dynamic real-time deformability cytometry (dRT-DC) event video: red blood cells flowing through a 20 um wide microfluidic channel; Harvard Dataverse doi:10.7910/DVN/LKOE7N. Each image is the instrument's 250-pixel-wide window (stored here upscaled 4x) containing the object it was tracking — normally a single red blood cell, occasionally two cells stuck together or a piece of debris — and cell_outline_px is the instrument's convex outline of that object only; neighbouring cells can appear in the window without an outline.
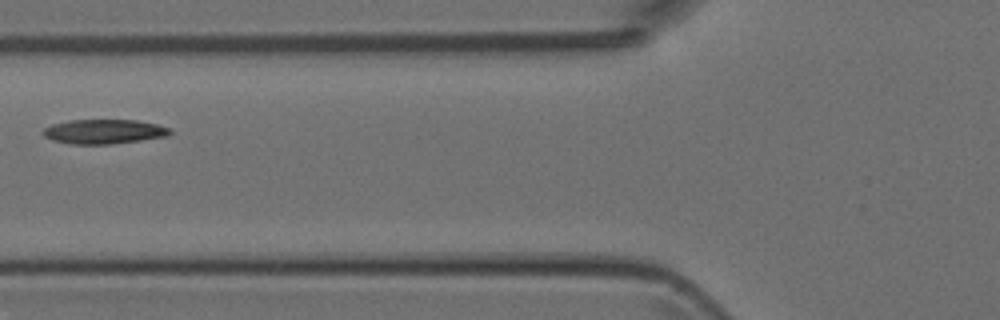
{"species": "Egyptian fruit bat (a non-hibernating species)", "species_latin": "Rousettus aegyptiacus", "temperature_condition": "room temperature", "stored_images_in_passage": 6, "camera_frame_rate_fps": 3000, "um_per_image_px": 0.085, "animal": {"sex": "female"}, "frame": {"image": 1, "passage_image": 5, "time_ms": 5.333, "image_size_px": [1000, 320], "cell_outline_px": [[172, 132], [168, 136], [140, 140], [108, 144], [72, 144], [52, 140], [44, 136], [40, 132], [44, 128], [52, 124], [68, 120], [136, 120], [156, 124], [168, 128]], "centroid_in_image_um": [8.79, 11.18], "position_along_channel_um": 117.0, "area_um2": 18.03}}
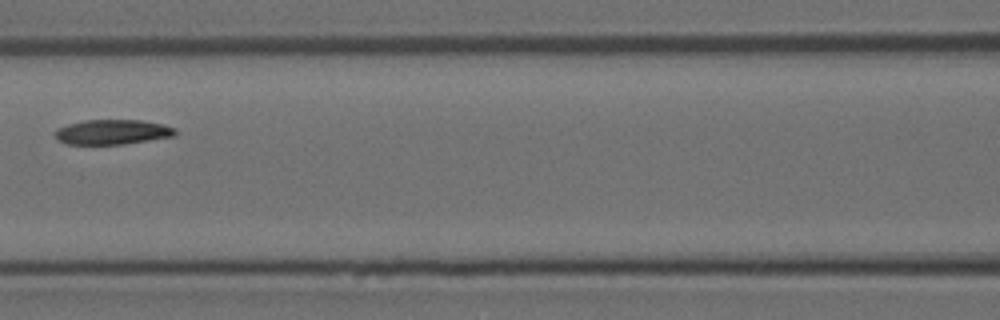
{"frame": {"image": 2, "passage_image": 6, "time_ms": 6.333, "image_size_px": [1000, 320], "cell_outline_px": [[176, 136], [124, 144], [64, 144], [56, 140], [56, 128], [68, 124], [84, 120], [140, 120], [164, 124], [176, 128]], "centroid_in_image_um": [9.56, 11.22], "position_along_channel_um": 157.0, "area_um2": 17.57}}